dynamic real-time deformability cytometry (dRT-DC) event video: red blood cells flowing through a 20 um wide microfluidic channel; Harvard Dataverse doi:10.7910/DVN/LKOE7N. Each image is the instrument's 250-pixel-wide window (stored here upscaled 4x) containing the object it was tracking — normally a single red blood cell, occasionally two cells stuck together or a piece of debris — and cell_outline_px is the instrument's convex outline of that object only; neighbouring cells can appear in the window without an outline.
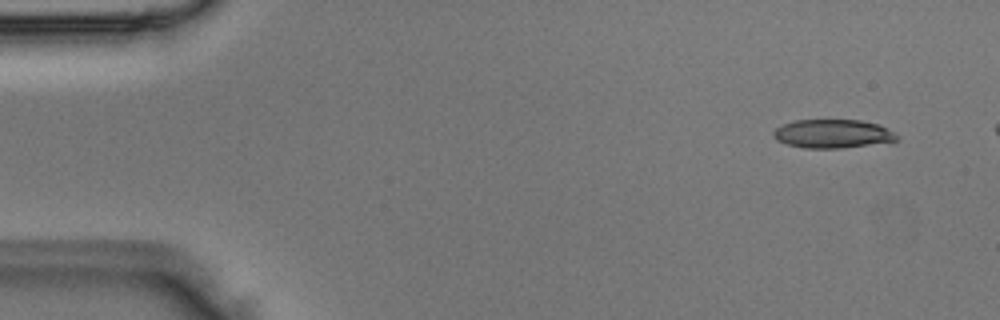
{"species": "Egyptian fruit bat (a non-hibernating species)", "species_latin": "Rousettus aegyptiacus", "temperature_condition": "room temperature", "stored_images_in_passage": 5, "camera_frame_rate_fps": 3000, "um_per_image_px": 0.085, "animal": {"sex": "male"}, "frame": {"image": 1, "passage_image": 1, "time_ms": 0.0, "image_size_px": [1000, 320], "cell_outline_px": [[900, 140], [892, 144], [840, 148], [804, 148], [788, 144], [776, 140], [772, 136], [772, 132], [776, 128], [784, 124], [796, 120], [860, 120], [876, 124], [888, 128], [900, 136]], "centroid_in_image_um": [70.89, 11.39], "position_along_channel_um": 14.1, "area_um2": 21.15}}